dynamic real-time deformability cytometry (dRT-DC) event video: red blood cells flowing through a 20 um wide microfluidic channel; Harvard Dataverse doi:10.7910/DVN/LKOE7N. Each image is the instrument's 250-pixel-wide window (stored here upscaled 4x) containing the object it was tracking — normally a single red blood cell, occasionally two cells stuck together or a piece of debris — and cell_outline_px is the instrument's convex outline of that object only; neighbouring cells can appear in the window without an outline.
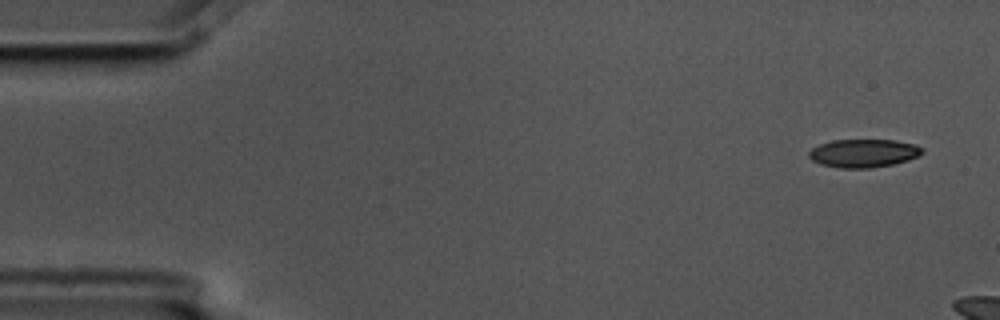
{"species": "common noctule bat (a hibernating species)", "species_latin": "Nyctalus noctula", "temperature_condition": "cold", "stored_images_in_passage": 3, "camera_frame_rate_fps": 3000, "um_per_image_px": 0.085, "animal": {"sex": "male", "body_mass_g": 17.5, "forearm_length_mm": 52.3}, "frame": {"image": 1, "passage_image": 1, "time_ms": 0.0, "image_size_px": [1000, 320], "cell_outline_px": [[924, 152], [908, 160], [892, 164], [872, 168], [840, 168], [820, 164], [812, 160], [808, 156], [808, 152], [812, 148], [820, 144], [832, 140], [896, 140], [916, 144], [924, 148]], "centroid_in_image_um": [73.4, 13.02], "position_along_channel_um": 11.6, "area_um2": 18.73}}